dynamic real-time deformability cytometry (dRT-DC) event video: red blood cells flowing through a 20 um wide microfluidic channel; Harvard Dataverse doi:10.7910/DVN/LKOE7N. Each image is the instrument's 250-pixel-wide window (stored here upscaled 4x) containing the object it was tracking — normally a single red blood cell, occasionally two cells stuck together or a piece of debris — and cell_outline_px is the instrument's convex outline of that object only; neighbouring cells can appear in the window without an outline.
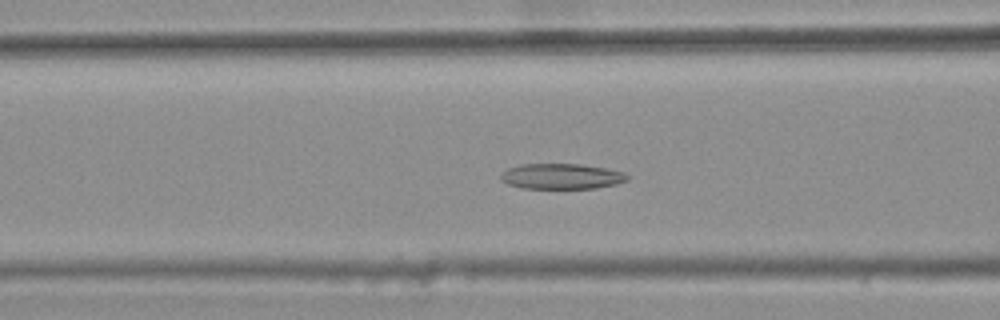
{"species": "common noctule bat (a hibernating species)", "species_latin": "Nyctalus noctula", "temperature_condition": "warm", "stored_images_in_passage": 44, "camera_frame_rate_fps": 3000, "um_per_image_px": 0.085, "animal": {"sex": "female", "body_mass_g": 25.1}, "frame": {"image": 1, "passage_image": 20, "time_ms": 6.333, "image_size_px": [1000, 320], "cell_outline_px": [[628, 180], [616, 184], [596, 188], [520, 188], [508, 184], [500, 180], [500, 176], [508, 168], [520, 164], [584, 164], [624, 172], [628, 176]], "centroid_in_image_um": [47.72, 14.99], "position_along_channel_um": 118.9, "area_um2": 18.79}}
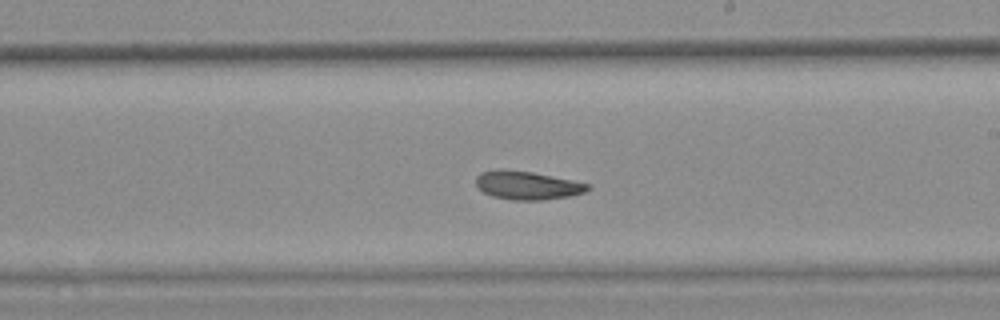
{"frame": {"image": 2, "passage_image": 30, "time_ms": 9.667, "image_size_px": [1000, 320], "cell_outline_px": [[592, 188], [584, 192], [568, 196], [544, 200], [512, 200], [492, 196], [484, 192], [476, 184], [476, 176], [480, 172], [496, 168], [500, 168], [532, 172], [592, 184]], "centroid_in_image_um": [44.81, 15.74], "position_along_channel_um": 244.2, "area_um2": 18.67}}
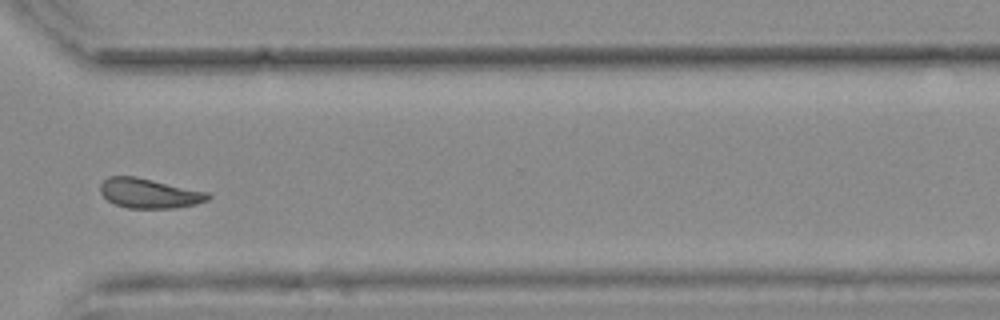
{"frame": {"image": 3, "passage_image": 39, "time_ms": 12.667, "image_size_px": [1000, 320], "cell_outline_px": [[212, 196], [208, 200], [196, 204], [172, 208], [128, 208], [116, 204], [108, 200], [100, 192], [100, 184], [108, 176], [136, 176], [208, 192]], "centroid_in_image_um": [12.69, 16.42], "position_along_channel_um": 357.9, "area_um2": 18.61}, "authors_computed_cell_mechanics": {"area_um2": 19.1607, "velocity_mm_per_s": 3.7721, "shape_relaxation_time_tau1_ms": null, "shape_relaxation_time_tau2_ms": 6.5537, "deformation_change_tau1": null, "deformation_change_tau2": 0.1374}}